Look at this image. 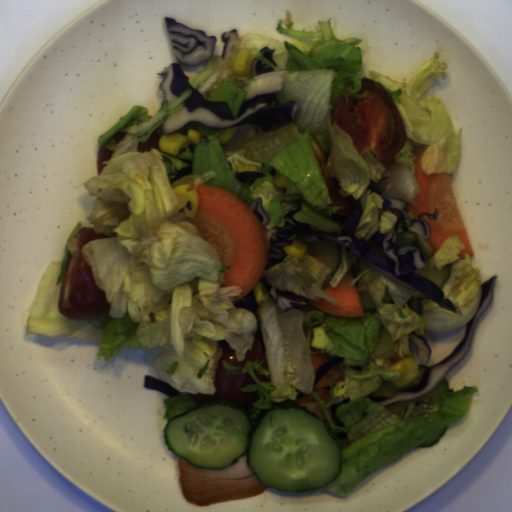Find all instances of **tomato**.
<instances>
[{
  "label": "tomato",
  "mask_w": 512,
  "mask_h": 512,
  "mask_svg": "<svg viewBox=\"0 0 512 512\" xmlns=\"http://www.w3.org/2000/svg\"><path fill=\"white\" fill-rule=\"evenodd\" d=\"M112 155L113 151L108 150L104 145H100L96 158V173L98 175L102 173L105 167V164H103V162L110 161Z\"/></svg>",
  "instance_id": "tomato-6"
},
{
  "label": "tomato",
  "mask_w": 512,
  "mask_h": 512,
  "mask_svg": "<svg viewBox=\"0 0 512 512\" xmlns=\"http://www.w3.org/2000/svg\"><path fill=\"white\" fill-rule=\"evenodd\" d=\"M220 346L222 347L221 357L218 359L216 375L214 379V386L216 391L214 394H189L194 405H200L210 401H229L234 406L247 407L253 406L260 395L255 392H243V388L247 385L256 384L249 372L233 373L234 370H227L223 361L234 367L244 368L247 362H262L263 368L269 367L267 353L264 350L260 340H255L251 349L247 351L242 360L236 357V351L231 348V343L226 339L221 340Z\"/></svg>",
  "instance_id": "tomato-3"
},
{
  "label": "tomato",
  "mask_w": 512,
  "mask_h": 512,
  "mask_svg": "<svg viewBox=\"0 0 512 512\" xmlns=\"http://www.w3.org/2000/svg\"><path fill=\"white\" fill-rule=\"evenodd\" d=\"M161 137L156 131V129L151 133L148 140L146 142H138L137 151L139 153H144L145 151L150 152L151 149H160L159 141Z\"/></svg>",
  "instance_id": "tomato-5"
},
{
  "label": "tomato",
  "mask_w": 512,
  "mask_h": 512,
  "mask_svg": "<svg viewBox=\"0 0 512 512\" xmlns=\"http://www.w3.org/2000/svg\"><path fill=\"white\" fill-rule=\"evenodd\" d=\"M127 132L119 131L112 135L113 139L115 140V143H119L121 140H123L126 136Z\"/></svg>",
  "instance_id": "tomato-8"
},
{
  "label": "tomato",
  "mask_w": 512,
  "mask_h": 512,
  "mask_svg": "<svg viewBox=\"0 0 512 512\" xmlns=\"http://www.w3.org/2000/svg\"><path fill=\"white\" fill-rule=\"evenodd\" d=\"M310 149L317 161V164L322 172V180L328 190L329 198L331 203L326 207H339L334 214L349 215L352 210L346 199L338 192V179L335 176H331L328 171L327 164L325 161L324 153L317 141V139L311 138L309 140Z\"/></svg>",
  "instance_id": "tomato-4"
},
{
  "label": "tomato",
  "mask_w": 512,
  "mask_h": 512,
  "mask_svg": "<svg viewBox=\"0 0 512 512\" xmlns=\"http://www.w3.org/2000/svg\"><path fill=\"white\" fill-rule=\"evenodd\" d=\"M367 91L364 98L341 96L334 110L331 126L346 132L358 154L367 151L381 166L391 167L406 144L407 136L398 108L388 91L379 83L361 79L356 95Z\"/></svg>",
  "instance_id": "tomato-1"
},
{
  "label": "tomato",
  "mask_w": 512,
  "mask_h": 512,
  "mask_svg": "<svg viewBox=\"0 0 512 512\" xmlns=\"http://www.w3.org/2000/svg\"><path fill=\"white\" fill-rule=\"evenodd\" d=\"M107 237L111 236L96 234L94 228L86 226L68 243L69 254L59 288L58 308L71 321H88L111 307L106 291L98 287L91 265L82 252L89 242Z\"/></svg>",
  "instance_id": "tomato-2"
},
{
  "label": "tomato",
  "mask_w": 512,
  "mask_h": 512,
  "mask_svg": "<svg viewBox=\"0 0 512 512\" xmlns=\"http://www.w3.org/2000/svg\"><path fill=\"white\" fill-rule=\"evenodd\" d=\"M253 375L258 379L259 382H268V379L266 377V375H263L260 370L258 369H253L252 371Z\"/></svg>",
  "instance_id": "tomato-7"
}]
</instances>
